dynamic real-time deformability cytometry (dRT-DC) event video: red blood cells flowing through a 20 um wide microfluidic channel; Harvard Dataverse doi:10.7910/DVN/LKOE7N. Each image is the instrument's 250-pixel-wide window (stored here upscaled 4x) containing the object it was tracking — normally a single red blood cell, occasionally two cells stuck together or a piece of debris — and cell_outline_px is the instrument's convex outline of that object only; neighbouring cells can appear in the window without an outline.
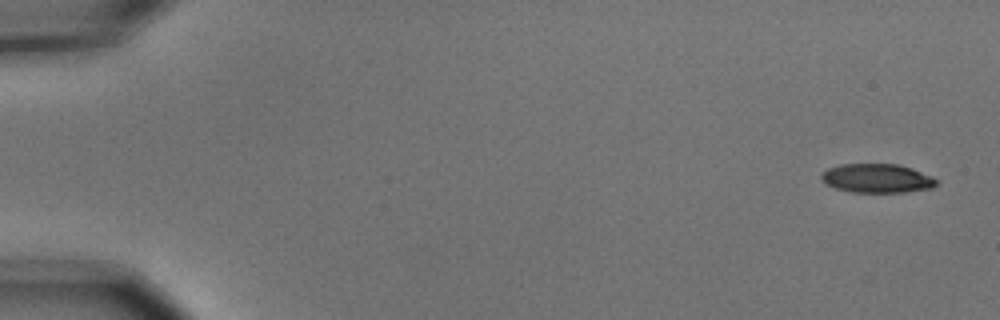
{"species": "common noctule bat (a hibernating species)", "species_latin": "Nyctalus noctula", "temperature_condition": "cold", "stored_images_in_passage": 6, "camera_frame_rate_fps": 3000, "um_per_image_px": 0.085, "animal": {"sex": "male", "body_mass_g": 15.6}, "frame": {"image": 1, "passage_image": 1, "time_ms": 0.0, "image_size_px": [1000, 320], "cell_outline_px": [[940, 180], [932, 188], [904, 192], [852, 192], [836, 188], [824, 184], [820, 180], [820, 176], [828, 168], [840, 164], [900, 164], [912, 168], [932, 176]], "centroid_in_image_um": [74.55, 15.15], "position_along_channel_um": 10.5, "area_um2": 19.59}}